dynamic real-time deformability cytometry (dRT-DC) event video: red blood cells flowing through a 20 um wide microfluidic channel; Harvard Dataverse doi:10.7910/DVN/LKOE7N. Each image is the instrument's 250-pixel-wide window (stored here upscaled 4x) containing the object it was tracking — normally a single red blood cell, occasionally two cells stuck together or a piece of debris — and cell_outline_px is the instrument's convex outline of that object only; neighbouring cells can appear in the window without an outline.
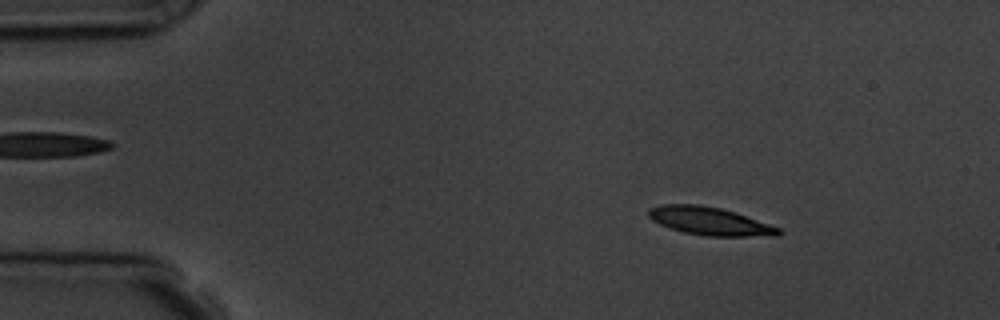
{"species": "common noctule bat (a hibernating species)", "species_latin": "Nyctalus noctula", "temperature_condition": "room temperature", "stored_images_in_passage": 4, "camera_frame_rate_fps": 3000, "um_per_image_px": 0.085, "animal": {"sex": "male", "body_mass_g": 19.5, "forearm_length_mm": 54.6}, "frame": {"image": 1, "passage_image": 2, "time_ms": 1.333, "image_size_px": [1000, 320], "cell_outline_px": [[784, 232], [776, 236], [704, 236], [684, 232], [668, 228], [652, 220], [648, 216], [648, 208], [660, 204], [696, 204], [720, 208], [736, 212], [780, 228]], "centroid_in_image_um": [60.32, 18.8], "position_along_channel_um": 24.7, "area_um2": 21.39}}